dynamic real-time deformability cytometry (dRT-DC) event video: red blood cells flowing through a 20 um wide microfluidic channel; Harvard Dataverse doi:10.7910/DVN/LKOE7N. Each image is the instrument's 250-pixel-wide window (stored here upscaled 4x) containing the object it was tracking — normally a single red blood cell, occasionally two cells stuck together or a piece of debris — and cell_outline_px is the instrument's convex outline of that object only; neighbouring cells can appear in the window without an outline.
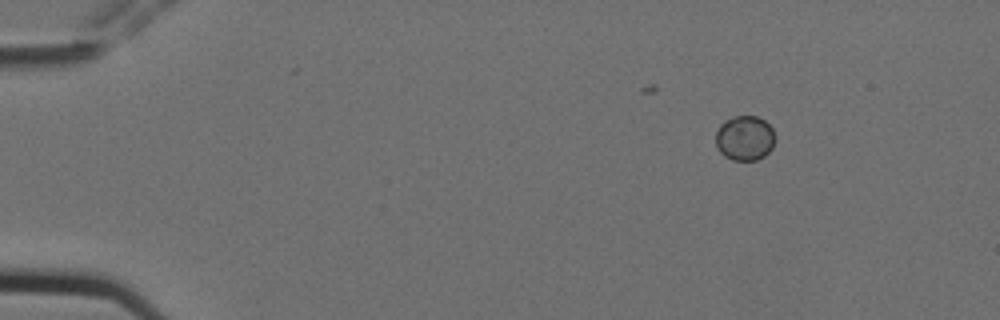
{"species": "Egyptian fruit bat (a non-hibernating species)", "species_latin": "Rousettus aegyptiacus", "temperature_condition": "cold", "stored_images_in_passage": 4, "camera_frame_rate_fps": 3000, "um_per_image_px": 0.085, "animal": {"sex": "female"}, "frame": {"image": 1, "passage_image": 1, "time_ms": 0.0, "image_size_px": [1000, 320], "cell_outline_px": [[776, 140], [772, 148], [764, 156], [756, 160], [732, 160], [724, 156], [720, 152], [716, 144], [716, 132], [720, 124], [724, 120], [732, 116], [756, 116], [764, 120], [772, 128], [776, 136]], "centroid_in_image_um": [63.31, 11.73], "position_along_channel_um": 21.7, "area_um2": 15.72}}